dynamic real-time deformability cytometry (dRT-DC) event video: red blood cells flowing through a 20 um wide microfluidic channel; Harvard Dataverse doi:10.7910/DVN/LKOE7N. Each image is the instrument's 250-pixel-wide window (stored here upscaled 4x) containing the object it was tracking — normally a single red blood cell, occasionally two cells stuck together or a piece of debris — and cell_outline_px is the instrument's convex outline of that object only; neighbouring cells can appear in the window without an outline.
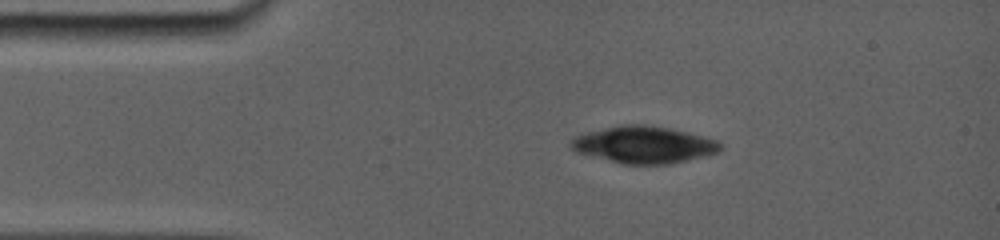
{"species": "common noctule bat (a hibernating species)", "species_latin": "Nyctalus noctula", "temperature_condition": "room temperature", "stored_images_in_passage": 9, "camera_frame_rate_fps": 5000, "um_per_image_px": 0.085, "animal": {"sex": "female", "body_mass_g": 19.0, "forearm_length_mm": 56.7}, "frame": {"image": 1, "passage_image": 1, "time_ms": 0.0, "image_size_px": [1000, 240], "cell_outline_px": [[716, 148], [712, 152], [664, 164], [628, 164], [612, 160], [584, 152], [576, 148], [572, 144], [576, 140], [584, 136], [608, 128], [624, 124], [636, 124], [668, 128], [708, 140], [716, 144]], "centroid_in_image_um": [54.7, 12.3], "position_along_channel_um": 30.3, "area_um2": 28.61}}
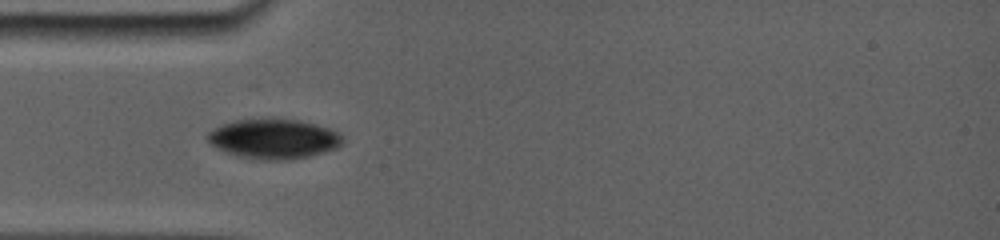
{"frame": {"image": 2, "passage_image": 7, "time_ms": 2.2, "image_size_px": [1000, 240], "cell_outline_px": [[340, 144], [332, 148], [308, 156], [280, 160], [264, 160], [240, 156], [228, 152], [212, 144], [208, 140], [208, 132], [224, 124], [236, 120], [300, 120], [336, 132], [340, 136]], "centroid_in_image_um": [23.21, 11.81], "position_along_channel_um": 61.8, "area_um2": 29.71}}